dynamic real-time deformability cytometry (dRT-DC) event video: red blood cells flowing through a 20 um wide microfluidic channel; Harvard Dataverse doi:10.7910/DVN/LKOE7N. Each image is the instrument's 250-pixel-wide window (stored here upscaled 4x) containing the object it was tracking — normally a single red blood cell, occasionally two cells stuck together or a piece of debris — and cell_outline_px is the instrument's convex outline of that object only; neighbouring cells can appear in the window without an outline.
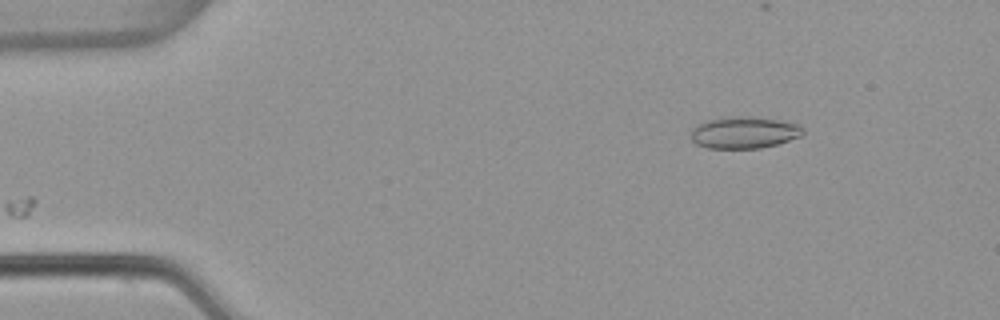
{"species": "common noctule bat (a hibernating species)", "species_latin": "Nyctalus noctula", "temperature_condition": "warm", "stored_images_in_passage": 47, "camera_frame_rate_fps": 3000, "um_per_image_px": 0.085, "animal": {"sex": "female", "body_mass_g": 22.7, "forearm_length_mm": 54.2}, "frame": {"image": 1, "passage_image": 1, "time_ms": 0.0, "image_size_px": [1000, 320], "cell_outline_px": [[804, 132], [800, 136], [776, 144], [760, 148], [708, 148], [696, 144], [692, 140], [692, 128], [696, 124], [708, 120], [736, 116], [752, 116], [776, 120], [796, 124], [804, 128]], "centroid_in_image_um": [63.22, 11.26], "position_along_channel_um": 21.8, "area_um2": 20.52}}
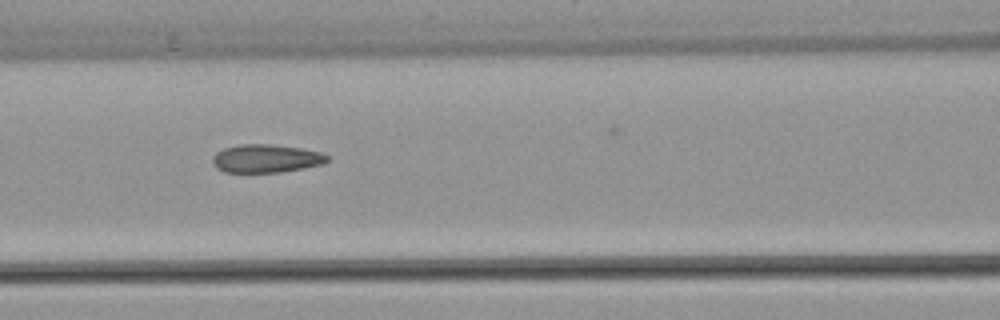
{"frame": {"image": 2, "passage_image": 17, "time_ms": 5.333, "image_size_px": [1000, 320], "cell_outline_px": [[328, 160], [324, 164], [304, 168], [280, 172], [224, 172], [216, 168], [212, 164], [212, 156], [216, 152], [224, 148], [240, 144], [268, 144], [300, 148], [320, 152], [328, 156]], "centroid_in_image_um": [22.58, 13.47], "position_along_channel_um": 144.0, "area_um2": 18.9}}
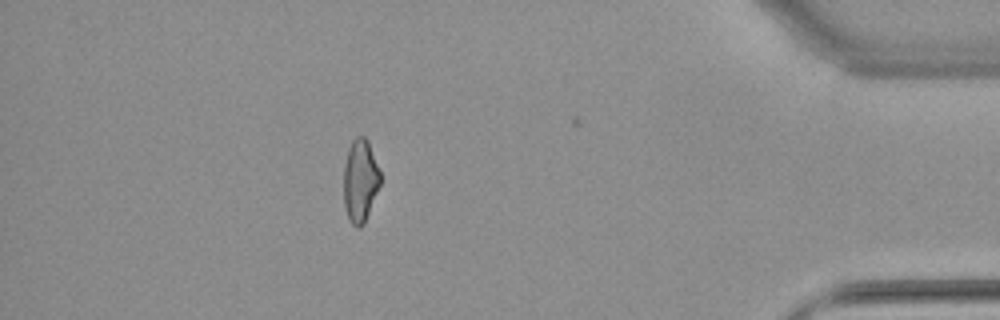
{"frame": {"image": 3, "passage_image": 41, "time_ms": 13.333, "image_size_px": [1000, 320], "cell_outline_px": [[380, 184], [364, 224], [360, 228], [356, 228], [348, 220], [344, 208], [344, 164], [348, 148], [352, 140], [356, 136], [364, 136], [368, 140], [380, 172]], "centroid_in_image_um": [30.6, 15.37], "position_along_channel_um": 404.6, "area_um2": 17.8}, "authors_computed_cell_mechanics": {"area_um2": 18.9006, "velocity_mm_per_s": 3.8468, "shape_relaxation_time_tau1_ms": null, "shape_relaxation_time_tau2_ms": 1.8753, "deformation_change_tau1": null, "deformation_change_tau2": 0.0919}}